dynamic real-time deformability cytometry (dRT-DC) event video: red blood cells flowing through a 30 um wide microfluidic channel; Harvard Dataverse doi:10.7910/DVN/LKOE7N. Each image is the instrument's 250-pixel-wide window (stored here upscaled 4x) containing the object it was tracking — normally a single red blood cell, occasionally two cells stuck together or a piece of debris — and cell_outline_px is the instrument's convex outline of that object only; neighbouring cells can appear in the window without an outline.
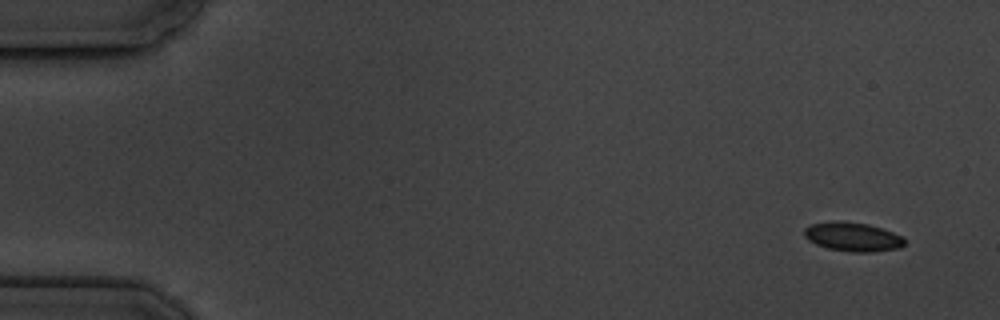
{"species": "common noctule bat (a hibernating species)", "species_latin": "Nyctalus noctula", "temperature_condition": "cold", "stored_images_in_passage": 5, "camera_frame_rate_fps": 3000, "um_per_image_px": 0.085, "animal": {"sex": "male", "body_mass_g": 19.5, "forearm_length_mm": 54.6}, "frame": {"image": 1, "passage_image": 1, "time_ms": 0.0, "image_size_px": [1000, 320], "cell_outline_px": [[904, 244], [900, 248], [872, 252], [852, 252], [828, 248], [816, 244], [808, 240], [804, 236], [804, 228], [812, 224], [836, 220], [840, 220], [868, 224], [904, 236]], "centroid_in_image_um": [72.48, 20.12], "position_along_channel_um": 12.5, "area_um2": 16.99}}
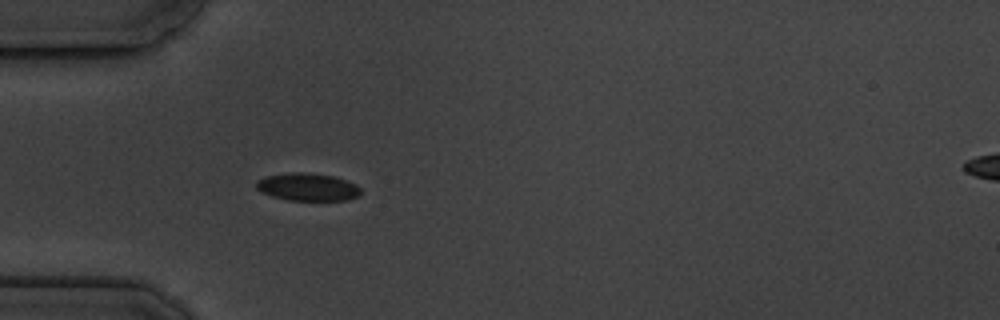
{"frame": {"image": 2, "passage_image": 5, "time_ms": 4.667, "image_size_px": [1000, 320], "cell_outline_px": [[360, 196], [348, 200], [288, 200], [272, 196], [260, 192], [256, 188], [256, 180], [264, 176], [292, 172], [304, 172], [332, 176], [356, 184], [360, 188]], "centroid_in_image_um": [26.12, 15.9], "position_along_channel_um": 58.9, "area_um2": 16.88}}